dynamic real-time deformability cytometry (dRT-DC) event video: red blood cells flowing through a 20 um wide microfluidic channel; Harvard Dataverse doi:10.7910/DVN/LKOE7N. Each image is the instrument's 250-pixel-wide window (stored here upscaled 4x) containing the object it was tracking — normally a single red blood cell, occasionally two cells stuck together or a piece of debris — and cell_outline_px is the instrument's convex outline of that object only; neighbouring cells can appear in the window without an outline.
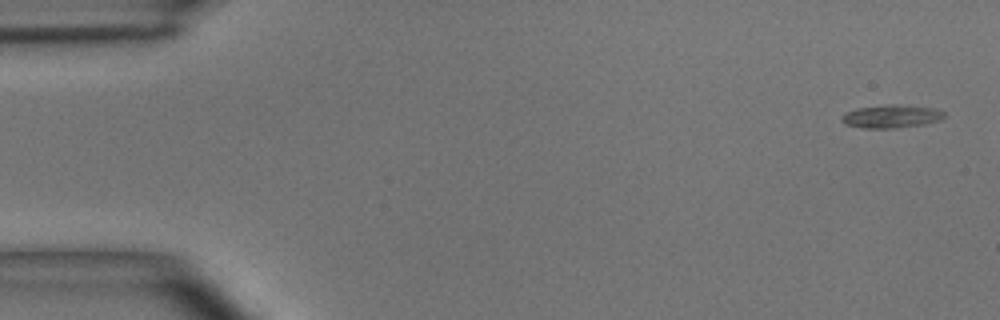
{"species": "common noctule bat (a hibernating species)", "species_latin": "Nyctalus noctula", "temperature_condition": "room temperature", "stored_images_in_passage": 3, "camera_frame_rate_fps": 3000, "um_per_image_px": 0.085, "animal": {"sex": "male", "body_mass_g": 15.6}, "frame": {"image": 1, "passage_image": 1, "time_ms": 0.0, "image_size_px": [1000, 320], "cell_outline_px": [[944, 116], [940, 120], [924, 124], [896, 128], [864, 128], [844, 124], [840, 120], [840, 116], [844, 112], [856, 108], [888, 104], [896, 104], [936, 108], [944, 112]], "centroid_in_image_um": [75.71, 9.88], "position_along_channel_um": 9.3, "area_um2": 13.99}}